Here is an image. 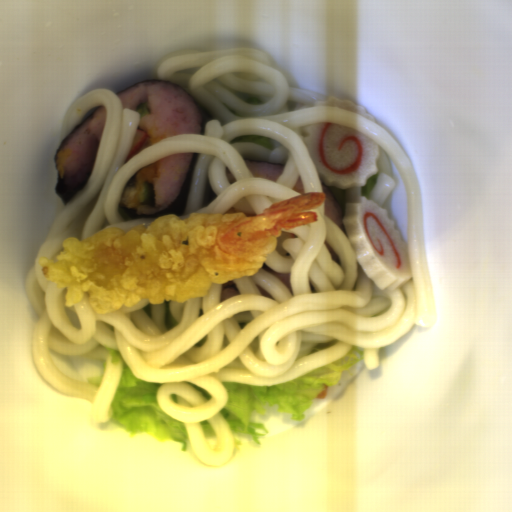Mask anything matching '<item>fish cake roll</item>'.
Segmentation results:
<instances>
[{
  "label": "fish cake roll",
  "instance_id": "0198cecc",
  "mask_svg": "<svg viewBox=\"0 0 512 512\" xmlns=\"http://www.w3.org/2000/svg\"><path fill=\"white\" fill-rule=\"evenodd\" d=\"M319 106H331V107H337L342 108L348 111H351L353 113L359 114L373 122L376 123V118L372 113L367 111L366 106H361L353 103L350 100H339L336 95H331L326 100L322 101H316L313 107H319Z\"/></svg>",
  "mask_w": 512,
  "mask_h": 512
},
{
  "label": "fish cake roll",
  "instance_id": "14b837c1",
  "mask_svg": "<svg viewBox=\"0 0 512 512\" xmlns=\"http://www.w3.org/2000/svg\"><path fill=\"white\" fill-rule=\"evenodd\" d=\"M382 208L367 196L345 204L342 224L354 258L381 289L394 290L412 278L408 241Z\"/></svg>",
  "mask_w": 512,
  "mask_h": 512
},
{
  "label": "fish cake roll",
  "instance_id": "80858fc9",
  "mask_svg": "<svg viewBox=\"0 0 512 512\" xmlns=\"http://www.w3.org/2000/svg\"><path fill=\"white\" fill-rule=\"evenodd\" d=\"M307 154L327 187L346 190L363 187L377 172L379 144L369 135L332 123L303 126L301 135Z\"/></svg>",
  "mask_w": 512,
  "mask_h": 512
}]
</instances>
